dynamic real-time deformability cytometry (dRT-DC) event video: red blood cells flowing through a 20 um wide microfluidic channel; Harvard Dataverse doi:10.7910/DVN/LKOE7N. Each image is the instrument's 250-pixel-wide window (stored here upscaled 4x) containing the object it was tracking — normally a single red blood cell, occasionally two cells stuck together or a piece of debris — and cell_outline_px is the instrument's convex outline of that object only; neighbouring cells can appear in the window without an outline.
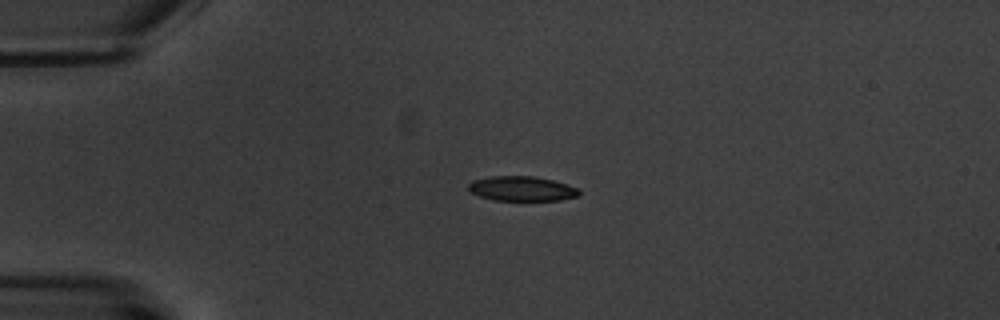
{"species": "common noctule bat (a hibernating species)", "species_latin": "Nyctalus noctula", "temperature_condition": "warm", "stored_images_in_passage": 7, "camera_frame_rate_fps": 3000, "um_per_image_px": 0.085, "animal": {"sex": "male", "body_mass_g": 20.1, "forearm_length_mm": 53.5}, "frame": {"image": 1, "passage_image": 3, "time_ms": 2.333, "image_size_px": [1000, 320], "cell_outline_px": [[580, 196], [560, 200], [492, 200], [480, 196], [472, 192], [468, 188], [468, 184], [472, 180], [492, 176], [532, 176], [552, 180], [576, 188], [580, 192]], "centroid_in_image_um": [44.33, 16.04], "position_along_channel_um": 40.7, "area_um2": 15.78}}